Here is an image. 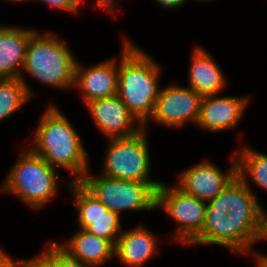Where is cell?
Listing matches in <instances>:
<instances>
[{"label": "cell", "mask_w": 267, "mask_h": 267, "mask_svg": "<svg viewBox=\"0 0 267 267\" xmlns=\"http://www.w3.org/2000/svg\"><path fill=\"white\" fill-rule=\"evenodd\" d=\"M81 6H82V3L84 2V0H76Z\"/></svg>", "instance_id": "d6a6232c"}, {"label": "cell", "mask_w": 267, "mask_h": 267, "mask_svg": "<svg viewBox=\"0 0 267 267\" xmlns=\"http://www.w3.org/2000/svg\"><path fill=\"white\" fill-rule=\"evenodd\" d=\"M148 130L129 137L109 138L100 174L108 177L149 183L156 191L162 182L151 179Z\"/></svg>", "instance_id": "5b68a950"}, {"label": "cell", "mask_w": 267, "mask_h": 267, "mask_svg": "<svg viewBox=\"0 0 267 267\" xmlns=\"http://www.w3.org/2000/svg\"><path fill=\"white\" fill-rule=\"evenodd\" d=\"M47 244H45L46 247L39 254L40 259L48 267H91L72 258L56 241L49 239Z\"/></svg>", "instance_id": "603a6c76"}, {"label": "cell", "mask_w": 267, "mask_h": 267, "mask_svg": "<svg viewBox=\"0 0 267 267\" xmlns=\"http://www.w3.org/2000/svg\"><path fill=\"white\" fill-rule=\"evenodd\" d=\"M99 8H101L102 10L106 11L107 14H112L113 17L112 19H114L116 13V10L115 8H117V5H118V2H120V0H97L96 1ZM115 10V11H114Z\"/></svg>", "instance_id": "4316f807"}, {"label": "cell", "mask_w": 267, "mask_h": 267, "mask_svg": "<svg viewBox=\"0 0 267 267\" xmlns=\"http://www.w3.org/2000/svg\"><path fill=\"white\" fill-rule=\"evenodd\" d=\"M121 215L107 209L102 216L97 218H76L78 227L110 240L114 245L122 233Z\"/></svg>", "instance_id": "44dd1931"}, {"label": "cell", "mask_w": 267, "mask_h": 267, "mask_svg": "<svg viewBox=\"0 0 267 267\" xmlns=\"http://www.w3.org/2000/svg\"><path fill=\"white\" fill-rule=\"evenodd\" d=\"M28 100L31 97L20 78L0 79V122L16 111L24 110L21 106Z\"/></svg>", "instance_id": "ffe728a7"}, {"label": "cell", "mask_w": 267, "mask_h": 267, "mask_svg": "<svg viewBox=\"0 0 267 267\" xmlns=\"http://www.w3.org/2000/svg\"><path fill=\"white\" fill-rule=\"evenodd\" d=\"M67 183L77 209V218H97L107 211V207L79 181L70 180Z\"/></svg>", "instance_id": "7402d4cb"}, {"label": "cell", "mask_w": 267, "mask_h": 267, "mask_svg": "<svg viewBox=\"0 0 267 267\" xmlns=\"http://www.w3.org/2000/svg\"><path fill=\"white\" fill-rule=\"evenodd\" d=\"M251 190L248 179L236 175L220 193L207 201V208L227 210L236 226H258L261 203Z\"/></svg>", "instance_id": "7c38bea8"}, {"label": "cell", "mask_w": 267, "mask_h": 267, "mask_svg": "<svg viewBox=\"0 0 267 267\" xmlns=\"http://www.w3.org/2000/svg\"><path fill=\"white\" fill-rule=\"evenodd\" d=\"M228 171L220 169L215 163L204 159L199 163L183 169L178 175L177 186L186 194L209 201L220 193L237 175V159L235 152Z\"/></svg>", "instance_id": "30bf717a"}, {"label": "cell", "mask_w": 267, "mask_h": 267, "mask_svg": "<svg viewBox=\"0 0 267 267\" xmlns=\"http://www.w3.org/2000/svg\"><path fill=\"white\" fill-rule=\"evenodd\" d=\"M118 60L117 95L144 125L152 116L159 95L161 66L129 38L123 37Z\"/></svg>", "instance_id": "6da1fadb"}, {"label": "cell", "mask_w": 267, "mask_h": 267, "mask_svg": "<svg viewBox=\"0 0 267 267\" xmlns=\"http://www.w3.org/2000/svg\"><path fill=\"white\" fill-rule=\"evenodd\" d=\"M34 267H48L41 259L35 264Z\"/></svg>", "instance_id": "f546056e"}, {"label": "cell", "mask_w": 267, "mask_h": 267, "mask_svg": "<svg viewBox=\"0 0 267 267\" xmlns=\"http://www.w3.org/2000/svg\"><path fill=\"white\" fill-rule=\"evenodd\" d=\"M77 58L66 42L51 32L37 30L29 39L25 62L19 77L25 84L31 99L36 95L28 87L24 73L32 76L41 85L59 89H73ZM69 88V89H68Z\"/></svg>", "instance_id": "3957f363"}, {"label": "cell", "mask_w": 267, "mask_h": 267, "mask_svg": "<svg viewBox=\"0 0 267 267\" xmlns=\"http://www.w3.org/2000/svg\"><path fill=\"white\" fill-rule=\"evenodd\" d=\"M77 62L74 89L80 92L84 104L117 94L118 60L111 58L90 67H83Z\"/></svg>", "instance_id": "5bb4252c"}, {"label": "cell", "mask_w": 267, "mask_h": 267, "mask_svg": "<svg viewBox=\"0 0 267 267\" xmlns=\"http://www.w3.org/2000/svg\"><path fill=\"white\" fill-rule=\"evenodd\" d=\"M56 242L72 258L91 267L104 265L115 257V245L110 240L83 228H78L63 244Z\"/></svg>", "instance_id": "ac0fdd59"}, {"label": "cell", "mask_w": 267, "mask_h": 267, "mask_svg": "<svg viewBox=\"0 0 267 267\" xmlns=\"http://www.w3.org/2000/svg\"><path fill=\"white\" fill-rule=\"evenodd\" d=\"M236 150L234 152L237 159V175L242 179L250 177V181L261 190L267 191V154L247 145Z\"/></svg>", "instance_id": "d6986e66"}, {"label": "cell", "mask_w": 267, "mask_h": 267, "mask_svg": "<svg viewBox=\"0 0 267 267\" xmlns=\"http://www.w3.org/2000/svg\"><path fill=\"white\" fill-rule=\"evenodd\" d=\"M154 2H156V4L165 9H176V8H180L181 6L184 5V3L186 4L187 0H154Z\"/></svg>", "instance_id": "83f0119b"}, {"label": "cell", "mask_w": 267, "mask_h": 267, "mask_svg": "<svg viewBox=\"0 0 267 267\" xmlns=\"http://www.w3.org/2000/svg\"><path fill=\"white\" fill-rule=\"evenodd\" d=\"M40 260V254L33 256V258L24 260H15L9 256L3 249L0 248V267H34Z\"/></svg>", "instance_id": "cb8c5ba5"}, {"label": "cell", "mask_w": 267, "mask_h": 267, "mask_svg": "<svg viewBox=\"0 0 267 267\" xmlns=\"http://www.w3.org/2000/svg\"><path fill=\"white\" fill-rule=\"evenodd\" d=\"M7 1L17 2V3L20 2L21 3V2H26V1L29 2V1H33V0H7Z\"/></svg>", "instance_id": "4dcf8cb0"}, {"label": "cell", "mask_w": 267, "mask_h": 267, "mask_svg": "<svg viewBox=\"0 0 267 267\" xmlns=\"http://www.w3.org/2000/svg\"><path fill=\"white\" fill-rule=\"evenodd\" d=\"M58 177L55 167L27 147L5 176L0 191L17 196L26 206L37 211L45 207L59 191Z\"/></svg>", "instance_id": "277c9868"}, {"label": "cell", "mask_w": 267, "mask_h": 267, "mask_svg": "<svg viewBox=\"0 0 267 267\" xmlns=\"http://www.w3.org/2000/svg\"><path fill=\"white\" fill-rule=\"evenodd\" d=\"M250 96H203L196 126L211 133H221L233 129L240 123Z\"/></svg>", "instance_id": "4fadbf2b"}, {"label": "cell", "mask_w": 267, "mask_h": 267, "mask_svg": "<svg viewBox=\"0 0 267 267\" xmlns=\"http://www.w3.org/2000/svg\"><path fill=\"white\" fill-rule=\"evenodd\" d=\"M191 54L188 86L202 96L222 93L228 80L214 57L202 46H194Z\"/></svg>", "instance_id": "e0dca14e"}, {"label": "cell", "mask_w": 267, "mask_h": 267, "mask_svg": "<svg viewBox=\"0 0 267 267\" xmlns=\"http://www.w3.org/2000/svg\"><path fill=\"white\" fill-rule=\"evenodd\" d=\"M158 237L144 225L122 231L115 244V258L126 267H142L158 253Z\"/></svg>", "instance_id": "9a60e30c"}, {"label": "cell", "mask_w": 267, "mask_h": 267, "mask_svg": "<svg viewBox=\"0 0 267 267\" xmlns=\"http://www.w3.org/2000/svg\"><path fill=\"white\" fill-rule=\"evenodd\" d=\"M261 241H267V212L263 208V206L260 204L259 207V218H258V230L257 235L254 241L255 242H261Z\"/></svg>", "instance_id": "484cf974"}, {"label": "cell", "mask_w": 267, "mask_h": 267, "mask_svg": "<svg viewBox=\"0 0 267 267\" xmlns=\"http://www.w3.org/2000/svg\"><path fill=\"white\" fill-rule=\"evenodd\" d=\"M96 128L106 139L129 137L143 129V125L122 103L118 95L95 99L85 104Z\"/></svg>", "instance_id": "8fae6325"}, {"label": "cell", "mask_w": 267, "mask_h": 267, "mask_svg": "<svg viewBox=\"0 0 267 267\" xmlns=\"http://www.w3.org/2000/svg\"><path fill=\"white\" fill-rule=\"evenodd\" d=\"M36 31L34 28L0 24V79L21 76L27 44Z\"/></svg>", "instance_id": "2e32d148"}, {"label": "cell", "mask_w": 267, "mask_h": 267, "mask_svg": "<svg viewBox=\"0 0 267 267\" xmlns=\"http://www.w3.org/2000/svg\"><path fill=\"white\" fill-rule=\"evenodd\" d=\"M156 209L164 210L176 222L171 241L188 244L202 231L207 201L186 194L177 185L162 182L156 191Z\"/></svg>", "instance_id": "52a82bcc"}, {"label": "cell", "mask_w": 267, "mask_h": 267, "mask_svg": "<svg viewBox=\"0 0 267 267\" xmlns=\"http://www.w3.org/2000/svg\"><path fill=\"white\" fill-rule=\"evenodd\" d=\"M202 99L189 86L170 83L160 89L153 114L143 128L147 129L150 121L173 129H180L189 121L197 124Z\"/></svg>", "instance_id": "9c48e42d"}, {"label": "cell", "mask_w": 267, "mask_h": 267, "mask_svg": "<svg viewBox=\"0 0 267 267\" xmlns=\"http://www.w3.org/2000/svg\"><path fill=\"white\" fill-rule=\"evenodd\" d=\"M257 230L258 226H236L227 210L207 208L202 231L188 245H218L244 255L253 249Z\"/></svg>", "instance_id": "ba28073f"}, {"label": "cell", "mask_w": 267, "mask_h": 267, "mask_svg": "<svg viewBox=\"0 0 267 267\" xmlns=\"http://www.w3.org/2000/svg\"><path fill=\"white\" fill-rule=\"evenodd\" d=\"M90 169L79 182L107 209L121 212L156 210V190L146 182L131 181L97 174L90 176Z\"/></svg>", "instance_id": "8992f818"}, {"label": "cell", "mask_w": 267, "mask_h": 267, "mask_svg": "<svg viewBox=\"0 0 267 267\" xmlns=\"http://www.w3.org/2000/svg\"><path fill=\"white\" fill-rule=\"evenodd\" d=\"M251 256L254 257L255 261L257 262L256 267H267V255L260 254V252H255L253 249L248 253L244 254V256Z\"/></svg>", "instance_id": "f1b7e54d"}, {"label": "cell", "mask_w": 267, "mask_h": 267, "mask_svg": "<svg viewBox=\"0 0 267 267\" xmlns=\"http://www.w3.org/2000/svg\"><path fill=\"white\" fill-rule=\"evenodd\" d=\"M33 144L29 147L52 167L59 166L79 181L89 170V154L83 146L82 138L54 104L47 105L37 127Z\"/></svg>", "instance_id": "7a4b0ae2"}, {"label": "cell", "mask_w": 267, "mask_h": 267, "mask_svg": "<svg viewBox=\"0 0 267 267\" xmlns=\"http://www.w3.org/2000/svg\"><path fill=\"white\" fill-rule=\"evenodd\" d=\"M196 1H198V2H203V3H205V2H207V4H208V2H212V1H215V0H196Z\"/></svg>", "instance_id": "1f68e13d"}, {"label": "cell", "mask_w": 267, "mask_h": 267, "mask_svg": "<svg viewBox=\"0 0 267 267\" xmlns=\"http://www.w3.org/2000/svg\"><path fill=\"white\" fill-rule=\"evenodd\" d=\"M42 2L48 4V6L52 8L69 12L70 14H77L79 9H81V5L76 0H42Z\"/></svg>", "instance_id": "d4e9b609"}]
</instances>
